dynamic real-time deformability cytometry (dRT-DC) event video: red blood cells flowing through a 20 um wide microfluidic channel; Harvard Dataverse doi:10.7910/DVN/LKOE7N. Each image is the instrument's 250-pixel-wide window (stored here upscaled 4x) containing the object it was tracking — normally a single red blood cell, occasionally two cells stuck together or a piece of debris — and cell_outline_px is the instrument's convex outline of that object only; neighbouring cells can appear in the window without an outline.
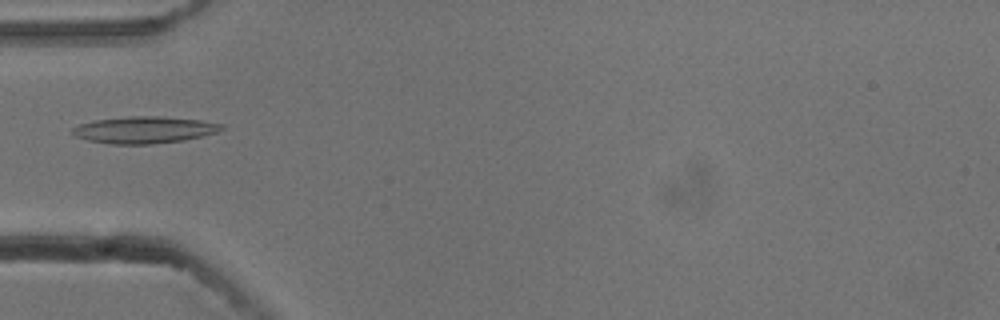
{"species": "common noctule bat (a hibernating species)", "species_latin": "Nyctalus noctula", "temperature_condition": "cold", "stored_images_in_passage": 18, "camera_frame_rate_fps": 3000, "um_per_image_px": 0.085, "animal": {"sex": "male", "body_mass_g": 13.3}, "frame": {"image": 1, "passage_image": 1, "time_ms": 0.0, "image_size_px": [1000, 320], "cell_outline_px": [[224, 128], [216, 132], [204, 136], [184, 140], [152, 144], [112, 144], [88, 140], [76, 136], [72, 132], [72, 128], [80, 124], [92, 120], [128, 116], [160, 116], [200, 120], [224, 124]], "centroid_in_image_um": [12.27, 11.03], "position_along_channel_um": 72.7, "area_um2": 23.35}}
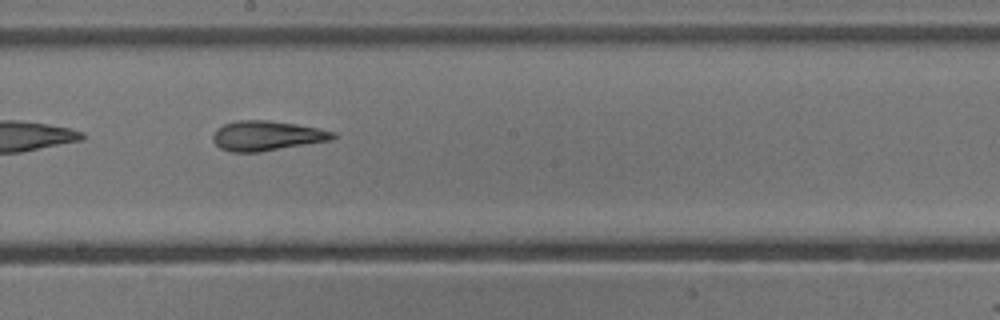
{"frame": {"image": 2, "passage_image": 13, "time_ms": 4.0, "image_size_px": [1000, 320], "cell_outline_px": [[336, 136], [332, 140], [260, 152], [232, 152], [220, 148], [212, 140], [212, 136], [216, 128], [224, 124], [236, 120], [268, 120], [296, 124], [320, 128], [336, 132]], "centroid_in_image_um": [22.68, 11.53], "position_along_channel_um": 225.5, "area_um2": 21.04}}